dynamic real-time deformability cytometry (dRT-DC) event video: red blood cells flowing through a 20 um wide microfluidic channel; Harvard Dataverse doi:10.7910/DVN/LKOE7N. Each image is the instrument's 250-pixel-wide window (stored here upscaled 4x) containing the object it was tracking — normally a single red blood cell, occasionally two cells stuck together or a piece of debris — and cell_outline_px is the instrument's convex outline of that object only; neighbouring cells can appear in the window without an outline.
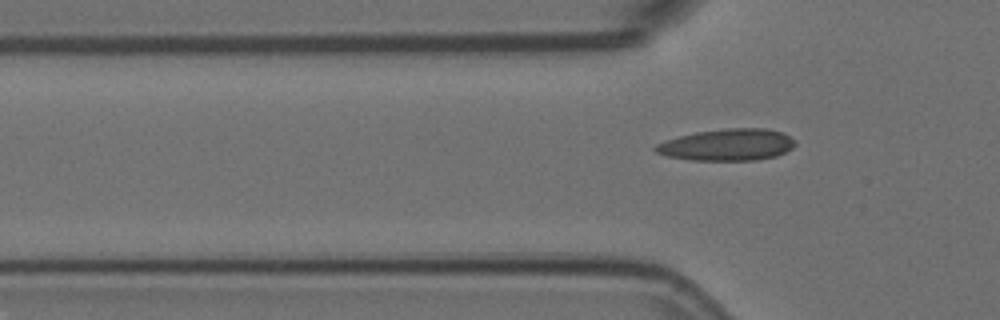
{"species": "Egyptian fruit bat (a non-hibernating species)", "species_latin": "Rousettus aegyptiacus", "temperature_condition": "room temperature", "stored_images_in_passage": 6, "segment_of_instrument_passage": [2, 2], "camera_frame_rate_fps": 3000, "um_per_image_px": 0.085, "animal": {"sex": "female"}, "frame": {"image": 1, "passage_image": 6, "time_ms": 1.667, "image_size_px": [1000, 320], "cell_outline_px": [[796, 144], [792, 148], [776, 156], [756, 160], [692, 160], [668, 156], [656, 152], [652, 148], [656, 144], [680, 136], [696, 132], [728, 128], [764, 128], [780, 132], [796, 140]], "centroid_in_image_um": [61.83, 12.31], "position_along_channel_um": 64.0, "area_um2": 25.61}}